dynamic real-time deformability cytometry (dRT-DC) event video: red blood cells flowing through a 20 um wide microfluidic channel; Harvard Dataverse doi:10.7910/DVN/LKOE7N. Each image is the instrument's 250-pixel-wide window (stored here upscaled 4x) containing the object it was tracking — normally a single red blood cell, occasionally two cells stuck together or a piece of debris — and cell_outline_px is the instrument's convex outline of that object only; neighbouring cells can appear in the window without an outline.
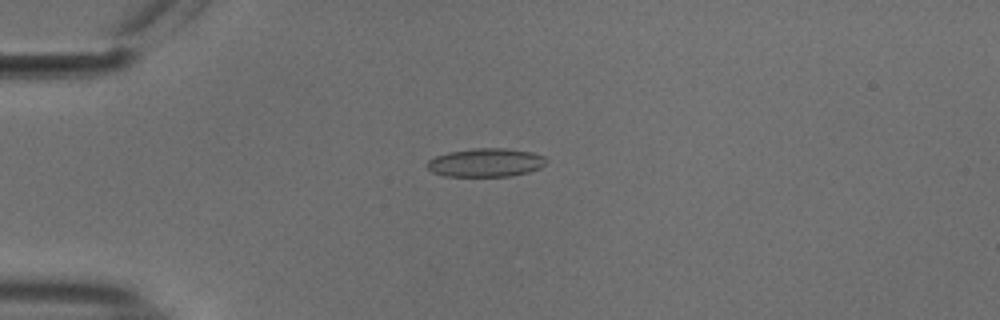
{"species": "common noctule bat (a hibernating species)", "species_latin": "Nyctalus noctula", "temperature_condition": "cold", "stored_images_in_passage": 41, "camera_frame_rate_fps": 3000, "um_per_image_px": 0.085, "animal": {"sex": "male", "body_mass_g": 18.8}, "frame": {"image": 1, "passage_image": 13, "time_ms": 4.0, "image_size_px": [1000, 320], "cell_outline_px": [[548, 160], [540, 168], [528, 172], [512, 176], [444, 176], [432, 172], [424, 164], [428, 160], [436, 156], [448, 152], [476, 148], [504, 148], [532, 152], [544, 156]], "centroid_in_image_um": [41.28, 13.82], "position_along_channel_um": 43.7, "area_um2": 19.88}}
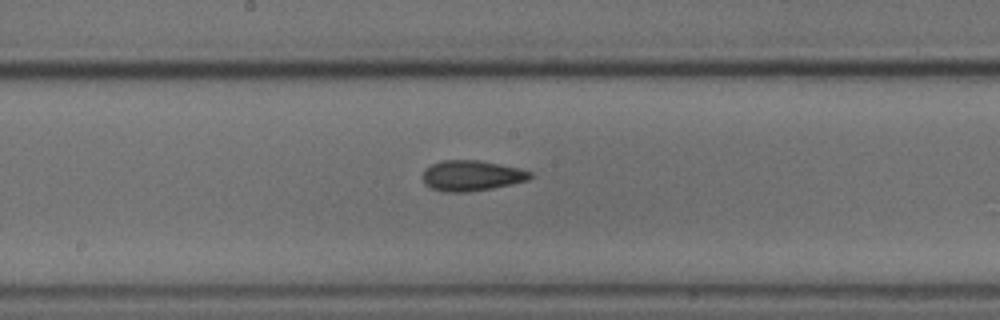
{"frame": {"image": 2, "passage_image": 28, "time_ms": 9.0, "image_size_px": [1000, 320], "cell_outline_px": [[532, 176], [528, 180], [512, 184], [492, 188], [468, 192], [444, 192], [428, 188], [424, 184], [424, 168], [432, 164], [444, 160], [480, 160], [520, 168], [532, 172]], "centroid_in_image_um": [40.08, 14.93], "position_along_channel_um": 208.1, "area_um2": 19.25}}
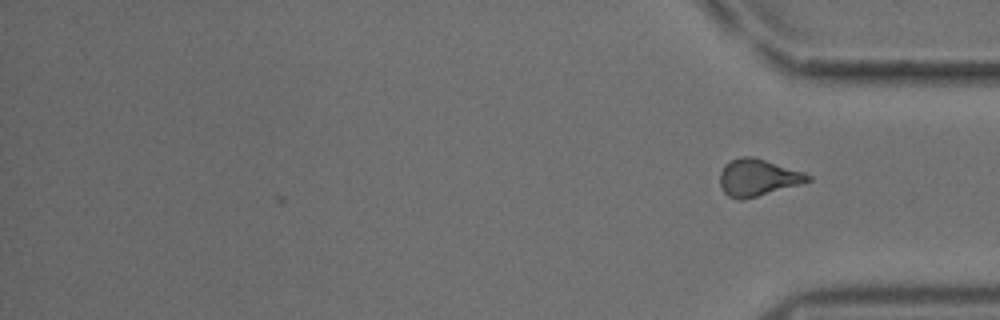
{"frame": {"image": 3, "passage_image": 41, "time_ms": 13.333, "image_size_px": [1000, 320], "cell_outline_px": [[812, 180], [800, 184], [744, 200], [736, 200], [728, 196], [724, 192], [720, 184], [720, 172], [724, 164], [740, 156], [756, 156], [804, 172], [812, 176]], "centroid_in_image_um": [64.41, 15.08], "position_along_channel_um": 370.8, "area_um2": 19.19}, "authors_computed_cell_mechanics": {"area_um2": 19.1896, "velocity_mm_per_s": 3.7706, "shape_relaxation_time_tau1_ms": 6.2552, "shape_relaxation_time_tau2_ms": 2.9975, "deformation_change_tau1": 0.1211, "deformation_change_tau2": 0.0983}}